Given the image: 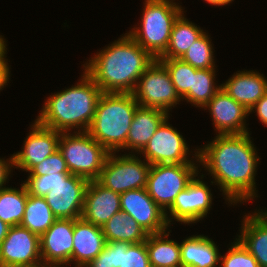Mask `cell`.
<instances>
[{
	"label": "cell",
	"mask_w": 267,
	"mask_h": 267,
	"mask_svg": "<svg viewBox=\"0 0 267 267\" xmlns=\"http://www.w3.org/2000/svg\"><path fill=\"white\" fill-rule=\"evenodd\" d=\"M250 133L218 135L198 149L199 164L207 170L214 185L229 205L246 203L258 197L255 176L260 157ZM215 180V181H214Z\"/></svg>",
	"instance_id": "1"
},
{
	"label": "cell",
	"mask_w": 267,
	"mask_h": 267,
	"mask_svg": "<svg viewBox=\"0 0 267 267\" xmlns=\"http://www.w3.org/2000/svg\"><path fill=\"white\" fill-rule=\"evenodd\" d=\"M155 61L128 33L83 64L102 93H133L140 76Z\"/></svg>",
	"instance_id": "2"
},
{
	"label": "cell",
	"mask_w": 267,
	"mask_h": 267,
	"mask_svg": "<svg viewBox=\"0 0 267 267\" xmlns=\"http://www.w3.org/2000/svg\"><path fill=\"white\" fill-rule=\"evenodd\" d=\"M81 77L77 85L47 97L35 121L61 133L87 132L102 91L85 71Z\"/></svg>",
	"instance_id": "3"
},
{
	"label": "cell",
	"mask_w": 267,
	"mask_h": 267,
	"mask_svg": "<svg viewBox=\"0 0 267 267\" xmlns=\"http://www.w3.org/2000/svg\"><path fill=\"white\" fill-rule=\"evenodd\" d=\"M138 106L133 93H102L87 133L108 152H119Z\"/></svg>",
	"instance_id": "4"
},
{
	"label": "cell",
	"mask_w": 267,
	"mask_h": 267,
	"mask_svg": "<svg viewBox=\"0 0 267 267\" xmlns=\"http://www.w3.org/2000/svg\"><path fill=\"white\" fill-rule=\"evenodd\" d=\"M23 183L28 194L45 198L57 219L81 218L88 179L57 172L28 176Z\"/></svg>",
	"instance_id": "5"
},
{
	"label": "cell",
	"mask_w": 267,
	"mask_h": 267,
	"mask_svg": "<svg viewBox=\"0 0 267 267\" xmlns=\"http://www.w3.org/2000/svg\"><path fill=\"white\" fill-rule=\"evenodd\" d=\"M174 1L145 0L140 26L127 32L155 59L166 51L174 22L184 12Z\"/></svg>",
	"instance_id": "6"
},
{
	"label": "cell",
	"mask_w": 267,
	"mask_h": 267,
	"mask_svg": "<svg viewBox=\"0 0 267 267\" xmlns=\"http://www.w3.org/2000/svg\"><path fill=\"white\" fill-rule=\"evenodd\" d=\"M73 133H61L58 142L70 173L97 180L110 152L87 132Z\"/></svg>",
	"instance_id": "7"
},
{
	"label": "cell",
	"mask_w": 267,
	"mask_h": 267,
	"mask_svg": "<svg viewBox=\"0 0 267 267\" xmlns=\"http://www.w3.org/2000/svg\"><path fill=\"white\" fill-rule=\"evenodd\" d=\"M153 164L146 184L147 193L166 212L176 196L199 174V164ZM198 165V166H197Z\"/></svg>",
	"instance_id": "8"
},
{
	"label": "cell",
	"mask_w": 267,
	"mask_h": 267,
	"mask_svg": "<svg viewBox=\"0 0 267 267\" xmlns=\"http://www.w3.org/2000/svg\"><path fill=\"white\" fill-rule=\"evenodd\" d=\"M135 155L109 153L97 181L119 194L146 188L151 164Z\"/></svg>",
	"instance_id": "9"
},
{
	"label": "cell",
	"mask_w": 267,
	"mask_h": 267,
	"mask_svg": "<svg viewBox=\"0 0 267 267\" xmlns=\"http://www.w3.org/2000/svg\"><path fill=\"white\" fill-rule=\"evenodd\" d=\"M133 95L139 106L157 108L168 114L182 100L169 72L158 59L140 76Z\"/></svg>",
	"instance_id": "10"
},
{
	"label": "cell",
	"mask_w": 267,
	"mask_h": 267,
	"mask_svg": "<svg viewBox=\"0 0 267 267\" xmlns=\"http://www.w3.org/2000/svg\"><path fill=\"white\" fill-rule=\"evenodd\" d=\"M167 117L158 127L148 144L139 153L149 164H182L199 163L198 149L193 154L195 158L189 160V147L182 134L177 131ZM192 160V161H191Z\"/></svg>",
	"instance_id": "11"
},
{
	"label": "cell",
	"mask_w": 267,
	"mask_h": 267,
	"mask_svg": "<svg viewBox=\"0 0 267 267\" xmlns=\"http://www.w3.org/2000/svg\"><path fill=\"white\" fill-rule=\"evenodd\" d=\"M197 176L199 175H195L187 187L176 196L172 206L165 212L170 226L173 220L185 225L196 223L206 217L212 208L211 189L201 180L204 178L203 174L200 178H196Z\"/></svg>",
	"instance_id": "12"
},
{
	"label": "cell",
	"mask_w": 267,
	"mask_h": 267,
	"mask_svg": "<svg viewBox=\"0 0 267 267\" xmlns=\"http://www.w3.org/2000/svg\"><path fill=\"white\" fill-rule=\"evenodd\" d=\"M40 261V237L20 225L10 226L0 245V267H25Z\"/></svg>",
	"instance_id": "13"
},
{
	"label": "cell",
	"mask_w": 267,
	"mask_h": 267,
	"mask_svg": "<svg viewBox=\"0 0 267 267\" xmlns=\"http://www.w3.org/2000/svg\"><path fill=\"white\" fill-rule=\"evenodd\" d=\"M121 211L132 217L148 234L167 231L166 213L147 193L146 188L120 194Z\"/></svg>",
	"instance_id": "14"
},
{
	"label": "cell",
	"mask_w": 267,
	"mask_h": 267,
	"mask_svg": "<svg viewBox=\"0 0 267 267\" xmlns=\"http://www.w3.org/2000/svg\"><path fill=\"white\" fill-rule=\"evenodd\" d=\"M24 140L22 150L12 154L14 168L29 172L58 149L61 132L41 126L34 121Z\"/></svg>",
	"instance_id": "15"
},
{
	"label": "cell",
	"mask_w": 267,
	"mask_h": 267,
	"mask_svg": "<svg viewBox=\"0 0 267 267\" xmlns=\"http://www.w3.org/2000/svg\"><path fill=\"white\" fill-rule=\"evenodd\" d=\"M207 108L218 135L248 133L249 130L246 128L248 109L236 102L222 88L203 107L204 110Z\"/></svg>",
	"instance_id": "16"
},
{
	"label": "cell",
	"mask_w": 267,
	"mask_h": 267,
	"mask_svg": "<svg viewBox=\"0 0 267 267\" xmlns=\"http://www.w3.org/2000/svg\"><path fill=\"white\" fill-rule=\"evenodd\" d=\"M74 219H57L40 237V254L44 262L71 265Z\"/></svg>",
	"instance_id": "17"
},
{
	"label": "cell",
	"mask_w": 267,
	"mask_h": 267,
	"mask_svg": "<svg viewBox=\"0 0 267 267\" xmlns=\"http://www.w3.org/2000/svg\"><path fill=\"white\" fill-rule=\"evenodd\" d=\"M121 211L120 194L105 188L97 180L88 183L81 218L102 227Z\"/></svg>",
	"instance_id": "18"
},
{
	"label": "cell",
	"mask_w": 267,
	"mask_h": 267,
	"mask_svg": "<svg viewBox=\"0 0 267 267\" xmlns=\"http://www.w3.org/2000/svg\"><path fill=\"white\" fill-rule=\"evenodd\" d=\"M73 254L71 263L75 267L87 266L103 250L106 240L102 228L85 221L74 219Z\"/></svg>",
	"instance_id": "19"
},
{
	"label": "cell",
	"mask_w": 267,
	"mask_h": 267,
	"mask_svg": "<svg viewBox=\"0 0 267 267\" xmlns=\"http://www.w3.org/2000/svg\"><path fill=\"white\" fill-rule=\"evenodd\" d=\"M170 114L157 108L138 106L127 135L126 145L122 151L131 150L129 154H139L148 144L160 124Z\"/></svg>",
	"instance_id": "20"
},
{
	"label": "cell",
	"mask_w": 267,
	"mask_h": 267,
	"mask_svg": "<svg viewBox=\"0 0 267 267\" xmlns=\"http://www.w3.org/2000/svg\"><path fill=\"white\" fill-rule=\"evenodd\" d=\"M221 88L248 110L267 92V79L257 71H238Z\"/></svg>",
	"instance_id": "21"
},
{
	"label": "cell",
	"mask_w": 267,
	"mask_h": 267,
	"mask_svg": "<svg viewBox=\"0 0 267 267\" xmlns=\"http://www.w3.org/2000/svg\"><path fill=\"white\" fill-rule=\"evenodd\" d=\"M240 229L237 239L253 255L260 267H267V210L261 209L244 215Z\"/></svg>",
	"instance_id": "22"
},
{
	"label": "cell",
	"mask_w": 267,
	"mask_h": 267,
	"mask_svg": "<svg viewBox=\"0 0 267 267\" xmlns=\"http://www.w3.org/2000/svg\"><path fill=\"white\" fill-rule=\"evenodd\" d=\"M182 267H217L220 252L215 242L204 235H191L180 243Z\"/></svg>",
	"instance_id": "23"
},
{
	"label": "cell",
	"mask_w": 267,
	"mask_h": 267,
	"mask_svg": "<svg viewBox=\"0 0 267 267\" xmlns=\"http://www.w3.org/2000/svg\"><path fill=\"white\" fill-rule=\"evenodd\" d=\"M170 232L148 235L145 243L151 267H182L180 243L169 239Z\"/></svg>",
	"instance_id": "24"
},
{
	"label": "cell",
	"mask_w": 267,
	"mask_h": 267,
	"mask_svg": "<svg viewBox=\"0 0 267 267\" xmlns=\"http://www.w3.org/2000/svg\"><path fill=\"white\" fill-rule=\"evenodd\" d=\"M203 33L183 12L174 22L166 51L158 59H180Z\"/></svg>",
	"instance_id": "25"
},
{
	"label": "cell",
	"mask_w": 267,
	"mask_h": 267,
	"mask_svg": "<svg viewBox=\"0 0 267 267\" xmlns=\"http://www.w3.org/2000/svg\"><path fill=\"white\" fill-rule=\"evenodd\" d=\"M106 242L124 241L137 244L146 241L148 233L129 215L120 211L102 227Z\"/></svg>",
	"instance_id": "26"
},
{
	"label": "cell",
	"mask_w": 267,
	"mask_h": 267,
	"mask_svg": "<svg viewBox=\"0 0 267 267\" xmlns=\"http://www.w3.org/2000/svg\"><path fill=\"white\" fill-rule=\"evenodd\" d=\"M57 220L44 197L28 194L20 226L41 237Z\"/></svg>",
	"instance_id": "27"
},
{
	"label": "cell",
	"mask_w": 267,
	"mask_h": 267,
	"mask_svg": "<svg viewBox=\"0 0 267 267\" xmlns=\"http://www.w3.org/2000/svg\"><path fill=\"white\" fill-rule=\"evenodd\" d=\"M28 191L21 183V187H5L0 189V220L9 226H18L22 222Z\"/></svg>",
	"instance_id": "28"
},
{
	"label": "cell",
	"mask_w": 267,
	"mask_h": 267,
	"mask_svg": "<svg viewBox=\"0 0 267 267\" xmlns=\"http://www.w3.org/2000/svg\"><path fill=\"white\" fill-rule=\"evenodd\" d=\"M215 77L216 69H196L193 72L192 87L181 98L182 101L185 99L192 106L202 109L221 88V85L214 82Z\"/></svg>",
	"instance_id": "29"
},
{
	"label": "cell",
	"mask_w": 267,
	"mask_h": 267,
	"mask_svg": "<svg viewBox=\"0 0 267 267\" xmlns=\"http://www.w3.org/2000/svg\"><path fill=\"white\" fill-rule=\"evenodd\" d=\"M211 38L204 32L180 58L196 69H215Z\"/></svg>",
	"instance_id": "30"
},
{
	"label": "cell",
	"mask_w": 267,
	"mask_h": 267,
	"mask_svg": "<svg viewBox=\"0 0 267 267\" xmlns=\"http://www.w3.org/2000/svg\"><path fill=\"white\" fill-rule=\"evenodd\" d=\"M170 74L177 94L182 98L192 87L196 68L181 59H158Z\"/></svg>",
	"instance_id": "31"
},
{
	"label": "cell",
	"mask_w": 267,
	"mask_h": 267,
	"mask_svg": "<svg viewBox=\"0 0 267 267\" xmlns=\"http://www.w3.org/2000/svg\"><path fill=\"white\" fill-rule=\"evenodd\" d=\"M225 255H220V267H260L253 255L236 238Z\"/></svg>",
	"instance_id": "32"
},
{
	"label": "cell",
	"mask_w": 267,
	"mask_h": 267,
	"mask_svg": "<svg viewBox=\"0 0 267 267\" xmlns=\"http://www.w3.org/2000/svg\"><path fill=\"white\" fill-rule=\"evenodd\" d=\"M120 267H151L145 241L137 244L121 241Z\"/></svg>",
	"instance_id": "33"
},
{
	"label": "cell",
	"mask_w": 267,
	"mask_h": 267,
	"mask_svg": "<svg viewBox=\"0 0 267 267\" xmlns=\"http://www.w3.org/2000/svg\"><path fill=\"white\" fill-rule=\"evenodd\" d=\"M70 173L62 153L57 149L52 155L46 157L38 165H35L28 176H43L52 173Z\"/></svg>",
	"instance_id": "34"
},
{
	"label": "cell",
	"mask_w": 267,
	"mask_h": 267,
	"mask_svg": "<svg viewBox=\"0 0 267 267\" xmlns=\"http://www.w3.org/2000/svg\"><path fill=\"white\" fill-rule=\"evenodd\" d=\"M121 241L106 242L101 253L86 267H120Z\"/></svg>",
	"instance_id": "35"
},
{
	"label": "cell",
	"mask_w": 267,
	"mask_h": 267,
	"mask_svg": "<svg viewBox=\"0 0 267 267\" xmlns=\"http://www.w3.org/2000/svg\"><path fill=\"white\" fill-rule=\"evenodd\" d=\"M256 112V115L261 123L267 127V92L248 110Z\"/></svg>",
	"instance_id": "36"
},
{
	"label": "cell",
	"mask_w": 267,
	"mask_h": 267,
	"mask_svg": "<svg viewBox=\"0 0 267 267\" xmlns=\"http://www.w3.org/2000/svg\"><path fill=\"white\" fill-rule=\"evenodd\" d=\"M12 168H14L13 155L7 160L0 158V189L5 188L6 182L9 180Z\"/></svg>",
	"instance_id": "37"
},
{
	"label": "cell",
	"mask_w": 267,
	"mask_h": 267,
	"mask_svg": "<svg viewBox=\"0 0 267 267\" xmlns=\"http://www.w3.org/2000/svg\"><path fill=\"white\" fill-rule=\"evenodd\" d=\"M8 59H6V55L4 54L0 58V91L3 90L7 83L9 82L10 79V69H9V64H8Z\"/></svg>",
	"instance_id": "38"
},
{
	"label": "cell",
	"mask_w": 267,
	"mask_h": 267,
	"mask_svg": "<svg viewBox=\"0 0 267 267\" xmlns=\"http://www.w3.org/2000/svg\"><path fill=\"white\" fill-rule=\"evenodd\" d=\"M9 228L10 226L6 222L0 220V245L7 236Z\"/></svg>",
	"instance_id": "39"
},
{
	"label": "cell",
	"mask_w": 267,
	"mask_h": 267,
	"mask_svg": "<svg viewBox=\"0 0 267 267\" xmlns=\"http://www.w3.org/2000/svg\"><path fill=\"white\" fill-rule=\"evenodd\" d=\"M204 1L214 6H223V5L225 6L227 4L232 3V1L234 0H204Z\"/></svg>",
	"instance_id": "40"
},
{
	"label": "cell",
	"mask_w": 267,
	"mask_h": 267,
	"mask_svg": "<svg viewBox=\"0 0 267 267\" xmlns=\"http://www.w3.org/2000/svg\"><path fill=\"white\" fill-rule=\"evenodd\" d=\"M25 267H62V266L54 264V263L40 261L38 263H35V264H32V265H28V266H25Z\"/></svg>",
	"instance_id": "41"
},
{
	"label": "cell",
	"mask_w": 267,
	"mask_h": 267,
	"mask_svg": "<svg viewBox=\"0 0 267 267\" xmlns=\"http://www.w3.org/2000/svg\"><path fill=\"white\" fill-rule=\"evenodd\" d=\"M5 40L6 39H4L2 35H0V58L7 52V44Z\"/></svg>",
	"instance_id": "42"
}]
</instances>
